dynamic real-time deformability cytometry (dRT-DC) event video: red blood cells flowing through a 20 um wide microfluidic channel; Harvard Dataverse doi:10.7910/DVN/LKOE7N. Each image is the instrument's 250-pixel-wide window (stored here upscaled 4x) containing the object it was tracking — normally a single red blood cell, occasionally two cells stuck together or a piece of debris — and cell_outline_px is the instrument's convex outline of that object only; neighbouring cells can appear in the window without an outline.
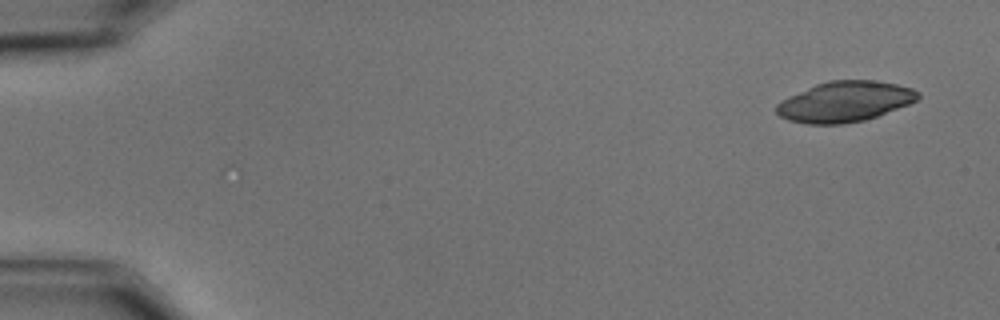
{"species": "common noctule bat (a hibernating species)", "species_latin": "Nyctalus noctula", "temperature_condition": "cold", "stored_images_in_passage": 3, "camera_frame_rate_fps": 3000, "um_per_image_px": 0.085, "animal": {"sex": "male", "body_mass_g": 15.6}, "frame": {"image": 1, "passage_image": 1, "time_ms": 0.0, "image_size_px": [1000, 320], "cell_outline_px": [[920, 96], [916, 100], [908, 104], [876, 116], [864, 120], [844, 124], [808, 124], [788, 120], [780, 116], [776, 112], [776, 104], [780, 100], [788, 96], [816, 84], [828, 80], [872, 80], [896, 84], [912, 88], [920, 92]], "centroid_in_image_um": [71.78, 8.63], "position_along_channel_um": 13.2, "area_um2": 33.29}}